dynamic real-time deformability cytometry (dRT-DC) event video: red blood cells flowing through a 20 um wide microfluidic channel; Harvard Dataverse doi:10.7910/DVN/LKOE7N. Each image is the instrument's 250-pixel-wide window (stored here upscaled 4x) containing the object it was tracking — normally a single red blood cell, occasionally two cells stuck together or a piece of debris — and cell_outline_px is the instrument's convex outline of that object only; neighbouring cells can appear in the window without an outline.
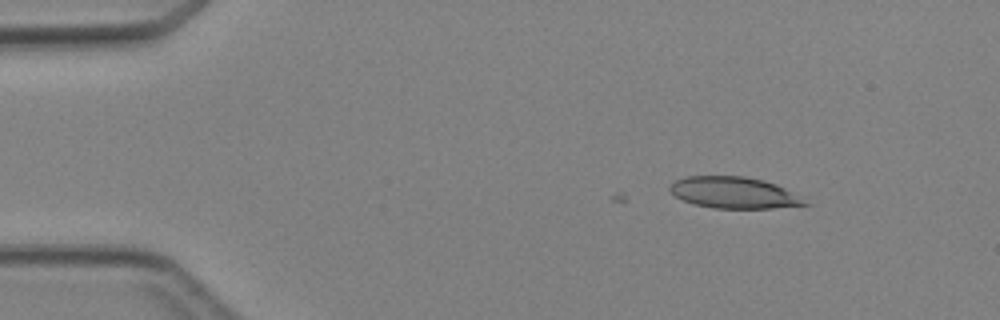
{"species": "Egyptian fruit bat (a non-hibernating species)", "species_latin": "Rousettus aegyptiacus", "temperature_condition": "cold", "stored_images_in_passage": 4, "camera_frame_rate_fps": 3000, "um_per_image_px": 0.085, "animal": {"sex": "female"}, "frame": {"image": 1, "passage_image": 2, "time_ms": 2.333, "image_size_px": [1000, 320], "cell_outline_px": [[812, 204], [772, 208], [712, 208], [692, 204], [676, 196], [668, 188], [676, 180], [688, 176], [744, 176], [764, 180], [776, 184], [804, 196]], "centroid_in_image_um": [62.47, 16.38], "position_along_channel_um": 22.5, "area_um2": 24.91}}